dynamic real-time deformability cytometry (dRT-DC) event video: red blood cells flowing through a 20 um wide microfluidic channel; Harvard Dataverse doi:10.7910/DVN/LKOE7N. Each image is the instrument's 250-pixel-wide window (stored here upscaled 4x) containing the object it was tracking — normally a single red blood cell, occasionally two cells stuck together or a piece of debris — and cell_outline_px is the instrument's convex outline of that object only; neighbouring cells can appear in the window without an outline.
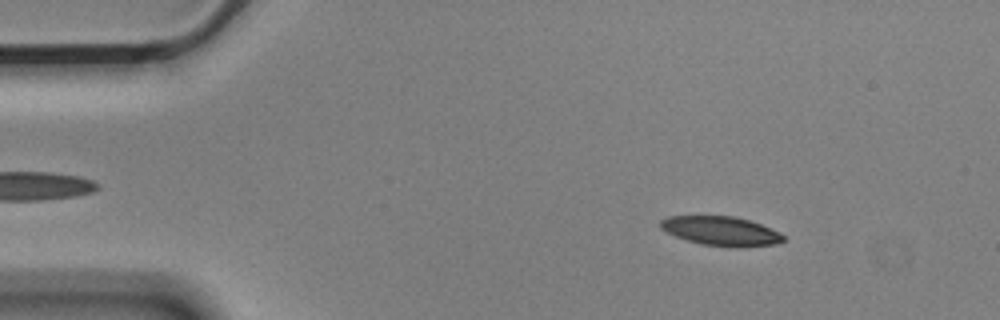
{"species": "Egyptian fruit bat (a non-hibernating species)", "species_latin": "Rousettus aegyptiacus", "temperature_condition": "cold", "stored_images_in_passage": 55, "camera_frame_rate_fps": 3000, "um_per_image_px": 0.085, "animal": {"sex": "male"}, "frame": {"image": 1, "passage_image": 7, "time_ms": 2.0, "image_size_px": [1000, 320], "cell_outline_px": [[784, 240], [776, 244], [736, 248], [700, 244], [676, 236], [660, 228], [660, 220], [668, 216], [736, 216], [760, 224], [780, 232], [784, 236]], "centroid_in_image_um": [61.3, 19.64], "position_along_channel_um": 23.7, "area_um2": 20.92}}
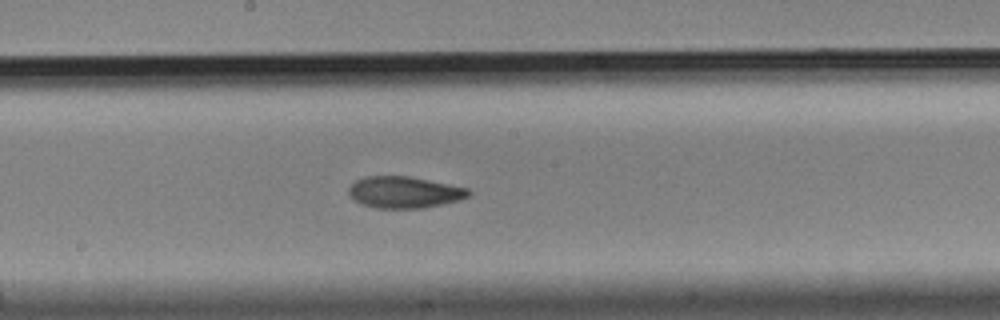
{"frame": {"image": 2, "passage_image": 29, "time_ms": 9.333, "image_size_px": [1000, 320], "cell_outline_px": [[472, 192], [468, 196], [460, 200], [424, 208], [376, 208], [360, 204], [348, 192], [348, 188], [356, 180], [364, 176], [408, 176], [468, 188]], "centroid_in_image_um": [34.36, 16.34], "position_along_channel_um": 213.8, "area_um2": 21.96}}
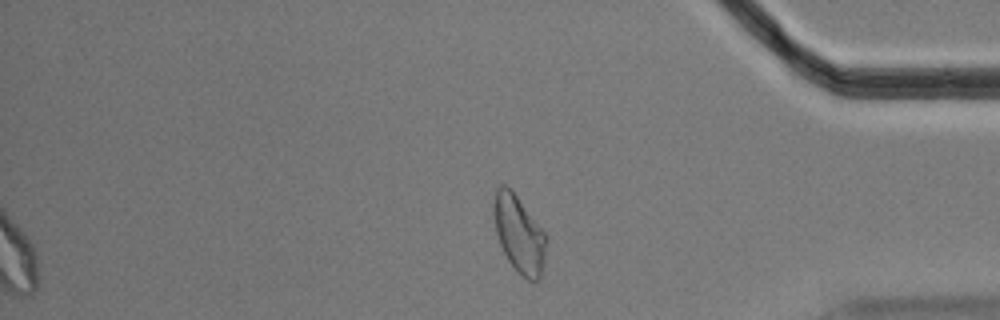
{"frame": {"image": 3, "passage_image": 46, "time_ms": 15.0, "image_size_px": [1000, 320], "cell_outline_px": [[548, 236], [544, 264], [540, 276], [536, 280], [528, 280], [520, 276], [516, 272], [508, 260], [500, 244], [496, 232], [492, 208], [496, 188], [500, 184], [504, 184], [512, 188]], "centroid_in_image_um": [44.12, 19.86], "position_along_channel_um": 391.1, "area_um2": 24.1}, "authors_computed_cell_mechanics": {"area_um2": 22.0796, "velocity_mm_per_s": 3.5359, "shape_relaxation_time_tau1_ms": 5.5674, "shape_relaxation_time_tau2_ms": 3.8853, "deformation_change_tau1": 0.1731, "deformation_change_tau2": 0.076}}